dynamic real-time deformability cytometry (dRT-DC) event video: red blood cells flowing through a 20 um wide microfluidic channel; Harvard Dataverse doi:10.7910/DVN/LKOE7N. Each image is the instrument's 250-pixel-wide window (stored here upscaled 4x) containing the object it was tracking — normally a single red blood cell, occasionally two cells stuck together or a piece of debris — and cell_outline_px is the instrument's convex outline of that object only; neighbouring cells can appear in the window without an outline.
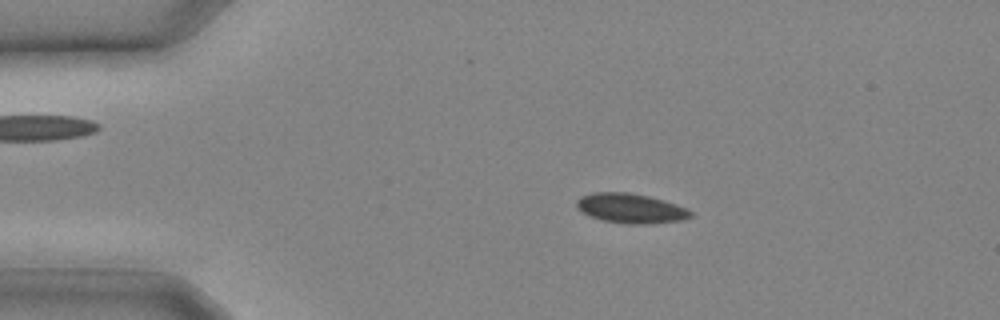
{"species": "common noctule bat (a hibernating species)", "species_latin": "Nyctalus noctula", "temperature_condition": "cold", "stored_images_in_passage": 13, "camera_frame_rate_fps": 3000, "um_per_image_px": 0.085, "animal": {"sex": "male", "body_mass_g": 20.4}, "frame": {"image": 1, "passage_image": 5, "time_ms": 1.333, "image_size_px": [1000, 320], "cell_outline_px": [[692, 216], [680, 220], [648, 224], [624, 224], [600, 220], [588, 216], [580, 212], [576, 208], [576, 200], [580, 196], [592, 192], [628, 192], [648, 196], [676, 204], [692, 212]], "centroid_in_image_um": [53.51, 17.71], "position_along_channel_um": 31.5, "area_um2": 19.88}}
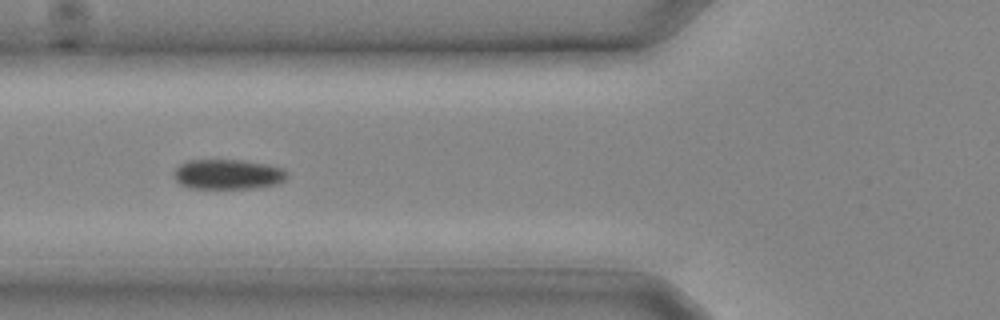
{"frame": {"image": 2, "passage_image": 10, "time_ms": 3.0, "image_size_px": [1000, 320], "cell_outline_px": [[288, 176], [284, 180], [276, 184], [252, 188], [188, 188], [180, 184], [172, 176], [172, 172], [180, 164], [188, 160], [244, 160], [268, 164], [284, 168], [288, 172]], "centroid_in_image_um": [19.36, 14.81], "position_along_channel_um": 106.4, "area_um2": 20.0}}
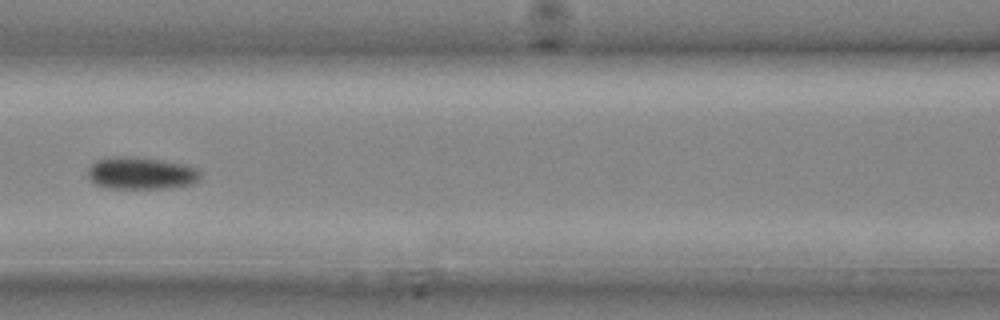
{"frame": {"image": 3, "passage_image": 12, "time_ms": 3.667, "image_size_px": [1000, 320], "cell_outline_px": [[200, 176], [192, 184], [168, 188], [108, 188], [96, 184], [88, 180], [88, 168], [96, 160], [108, 156], [132, 156], [164, 160], [188, 164], [196, 168], [200, 172]], "centroid_in_image_um": [11.97, 14.7], "position_along_channel_um": 154.6, "area_um2": 21.44}}